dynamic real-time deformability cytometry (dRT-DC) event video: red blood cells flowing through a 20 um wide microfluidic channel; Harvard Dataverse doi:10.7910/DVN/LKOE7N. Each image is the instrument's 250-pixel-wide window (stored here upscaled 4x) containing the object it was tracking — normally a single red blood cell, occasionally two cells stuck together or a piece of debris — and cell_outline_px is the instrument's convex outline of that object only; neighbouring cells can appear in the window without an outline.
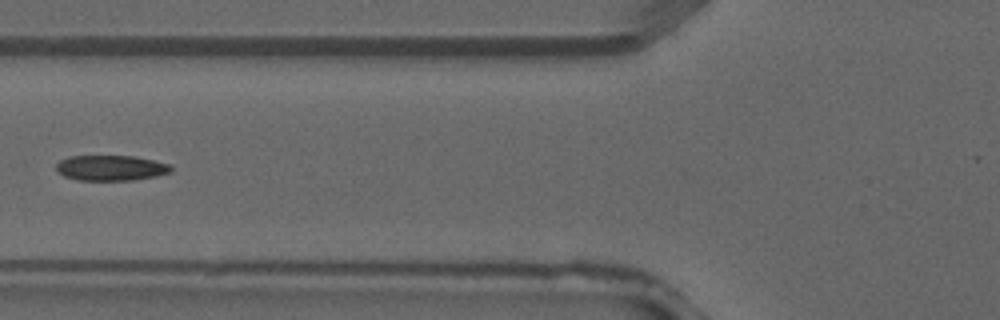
{"species": "common noctule bat (a hibernating species)", "species_latin": "Nyctalus noctula", "temperature_condition": "warm", "stored_images_in_passage": 4, "camera_frame_rate_fps": 3000, "um_per_image_px": 0.085, "animal": {"sex": "male", "forearm_length_mm": 52.5}, "frame": {"image": 1, "passage_image": 4, "time_ms": 1.0, "image_size_px": [1000, 320], "cell_outline_px": [[172, 172], [156, 176], [132, 180], [80, 180], [64, 176], [56, 168], [56, 164], [60, 160], [68, 156], [132, 156], [172, 164]], "centroid_in_image_um": [9.45, 14.27], "position_along_channel_um": 116.3, "area_um2": 16.94}}